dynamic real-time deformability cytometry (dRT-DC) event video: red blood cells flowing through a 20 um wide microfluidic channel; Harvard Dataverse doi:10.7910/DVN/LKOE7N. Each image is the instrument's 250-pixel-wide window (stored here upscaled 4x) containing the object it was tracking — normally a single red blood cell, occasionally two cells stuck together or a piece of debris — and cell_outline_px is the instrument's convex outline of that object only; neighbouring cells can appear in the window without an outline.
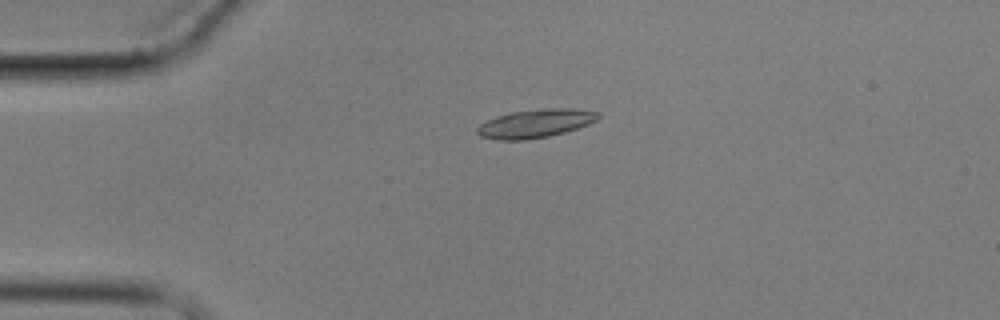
{"species": "common noctule bat (a hibernating species)", "species_latin": "Nyctalus noctula", "temperature_condition": "cold", "stored_images_in_passage": 5, "camera_frame_rate_fps": 3000, "um_per_image_px": 0.085, "animal": {"sex": "male", "body_mass_g": 17.9}, "frame": {"image": 1, "passage_image": 4, "time_ms": 4.333, "image_size_px": [1000, 320], "cell_outline_px": [[600, 116], [596, 120], [588, 124], [564, 132], [548, 136], [524, 140], [500, 140], [480, 136], [476, 132], [476, 128], [480, 124], [496, 116], [512, 112], [540, 108], [572, 108], [596, 112]], "centroid_in_image_um": [45.47, 10.49], "position_along_channel_um": 39.5, "area_um2": 19.88}}